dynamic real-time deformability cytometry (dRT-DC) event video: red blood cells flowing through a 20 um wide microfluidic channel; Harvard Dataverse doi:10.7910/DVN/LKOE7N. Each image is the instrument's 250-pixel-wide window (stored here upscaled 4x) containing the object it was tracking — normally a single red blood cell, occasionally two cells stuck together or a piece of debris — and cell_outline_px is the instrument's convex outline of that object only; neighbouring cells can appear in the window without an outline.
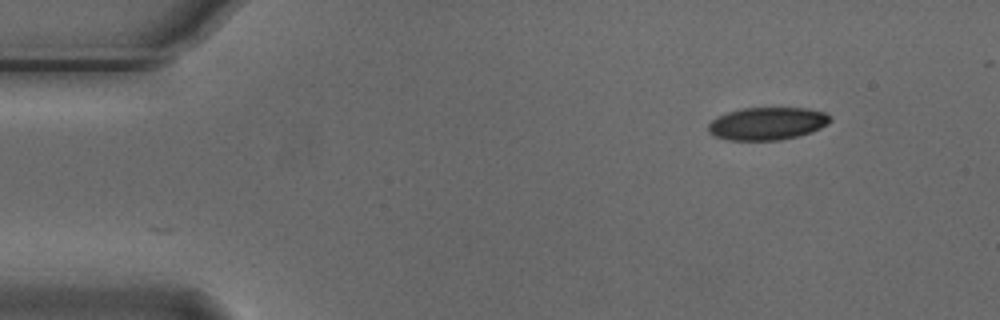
{"species": "Egyptian fruit bat (a non-hibernating species)", "species_latin": "Rousettus aegyptiacus", "temperature_condition": "cold", "stored_images_in_passage": 10, "camera_frame_rate_fps": 3000, "um_per_image_px": 0.085, "animal": {"sex": "male"}, "frame": {"image": 1, "passage_image": 1, "time_ms": 0.0, "image_size_px": [1000, 320], "cell_outline_px": [[832, 120], [828, 124], [812, 132], [796, 136], [776, 140], [728, 140], [716, 136], [708, 132], [708, 124], [716, 116], [728, 112], [744, 108], [808, 108], [824, 112], [832, 116]], "centroid_in_image_um": [65.23, 10.49], "position_along_channel_um": 19.8, "area_um2": 23.24}}
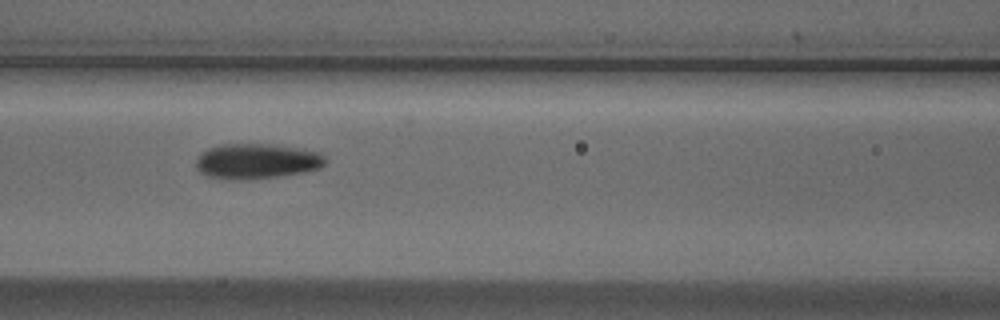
{"frame": {"image": 2, "passage_image": 6, "time_ms": 1.667, "image_size_px": [1000, 320], "cell_outline_px": [[324, 164], [320, 168], [304, 172], [276, 176], [232, 180], [208, 176], [200, 172], [196, 168], [196, 156], [200, 152], [208, 148], [220, 144], [264, 144], [296, 148], [320, 152], [324, 156]], "centroid_in_image_um": [21.75, 13.69], "position_along_channel_um": 144.8, "area_um2": 26.3}}
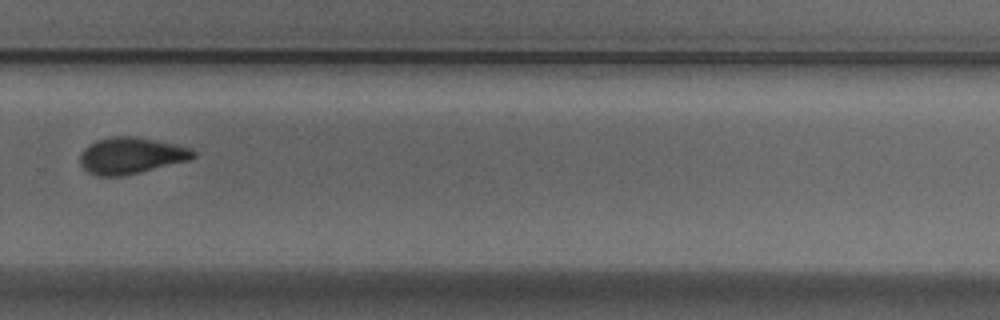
{"frame": {"image": 3, "passage_image": 10, "time_ms": 3.0, "image_size_px": [1000, 320], "cell_outline_px": [[196, 156], [188, 160], [124, 176], [96, 176], [88, 172], [80, 164], [80, 156], [84, 148], [88, 144], [96, 140], [112, 136], [136, 136], [176, 144], [192, 148], [196, 152]], "centroid_in_image_um": [11.13, 13.22], "position_along_channel_um": 318.7, "area_um2": 24.16}}